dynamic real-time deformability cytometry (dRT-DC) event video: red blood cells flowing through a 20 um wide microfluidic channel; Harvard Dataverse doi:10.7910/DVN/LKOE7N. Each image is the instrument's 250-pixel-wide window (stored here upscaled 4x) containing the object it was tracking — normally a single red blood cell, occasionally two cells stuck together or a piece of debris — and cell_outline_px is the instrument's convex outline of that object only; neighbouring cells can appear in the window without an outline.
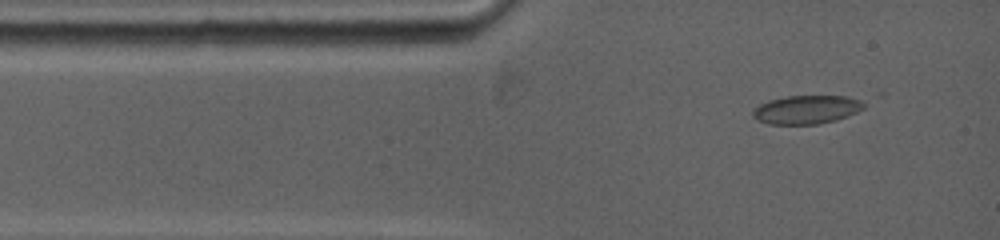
{"species": "common noctule bat (a hibernating species)", "species_latin": "Nyctalus noctula", "temperature_condition": "warm", "stored_images_in_passage": 61, "camera_frame_rate_fps": 5000, "um_per_image_px": 0.085, "animal": {"sex": "female", "body_mass_g": 19.0, "forearm_length_mm": 53.3}, "frame": {"image": 1, "passage_image": 3, "time_ms": 0.4, "image_size_px": [1000, 240], "cell_outline_px": [[864, 108], [848, 116], [836, 120], [820, 124], [768, 124], [756, 120], [752, 116], [752, 112], [760, 104], [768, 100], [788, 96], [848, 96], [860, 100], [864, 104]], "centroid_in_image_um": [68.54, 9.32], "position_along_channel_um": 16.5, "area_um2": 18.5}}
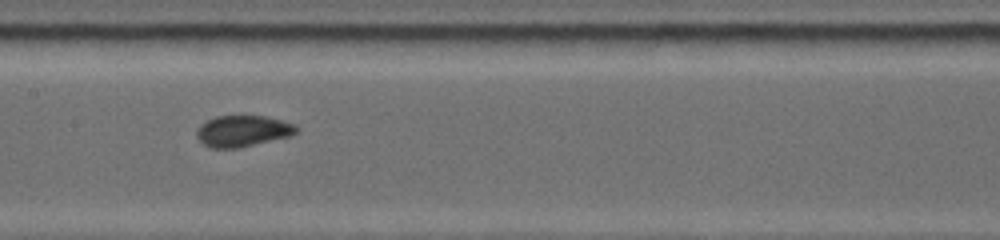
{"frame": {"image": 2, "passage_image": 27, "time_ms": 5.4, "image_size_px": [1000, 240], "cell_outline_px": [[300, 128], [292, 136], [236, 148], [212, 148], [204, 144], [196, 136], [196, 128], [200, 124], [216, 116], [268, 116], [296, 124]], "centroid_in_image_um": [20.66, 11.13], "position_along_channel_um": 186.7, "area_um2": 18.26}}
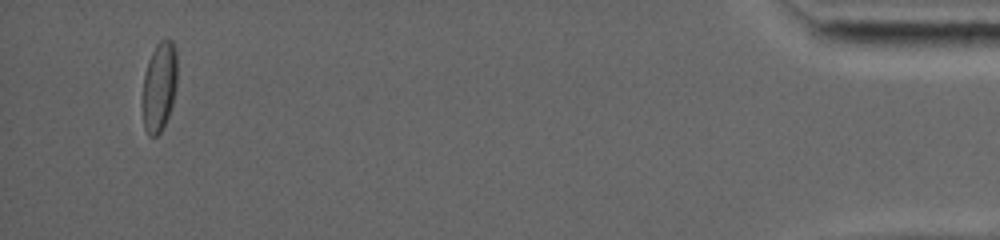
{"frame": {"image": 3, "passage_image": 53, "time_ms": 14.4, "image_size_px": [1000, 240], "cell_outline_px": [[176, 88], [172, 104], [164, 128], [156, 136], [148, 136], [144, 128], [144, 76], [148, 60], [156, 44], [160, 40], [172, 40], [176, 52]], "centroid_in_image_um": [13.55, 7.36], "position_along_channel_um": 421.6, "area_um2": 17.8}, "authors_computed_cell_mechanics": {"area_um2": 18.1492, "velocity_mm_per_s": 3.883, "shape_relaxation_time_tau1_ms": 8.1554, "shape_relaxation_time_tau2_ms": 0.6172, "deformation_change_tau1": 0.1544, "deformation_change_tau2": 0.0435}}